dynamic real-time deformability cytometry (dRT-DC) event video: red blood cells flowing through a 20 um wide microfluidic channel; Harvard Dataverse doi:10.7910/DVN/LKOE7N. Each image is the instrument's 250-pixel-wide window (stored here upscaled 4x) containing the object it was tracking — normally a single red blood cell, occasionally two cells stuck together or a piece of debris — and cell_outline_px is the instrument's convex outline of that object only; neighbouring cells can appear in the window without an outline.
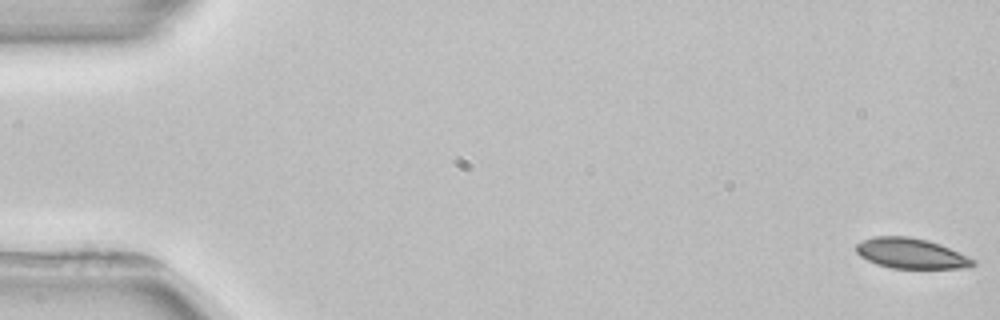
{"species": "common noctule bat (a hibernating species)", "species_latin": "Nyctalus noctula", "temperature_condition": "room temperature", "stored_images_in_passage": 4, "camera_frame_rate_fps": 3000, "um_per_image_px": 0.085, "animal": {"sex": "female", "body_mass_g": 22.7, "forearm_length_mm": 54.2}, "frame": {"image": 1, "passage_image": 1, "time_ms": 0.0, "image_size_px": [1000, 320], "cell_outline_px": [[976, 264], [968, 268], [892, 268], [876, 264], [860, 256], [856, 252], [856, 244], [872, 236], [908, 236], [928, 240], [940, 244], [976, 260]], "centroid_in_image_um": [77.44, 21.54], "position_along_channel_um": 7.6, "area_um2": 20.63}}
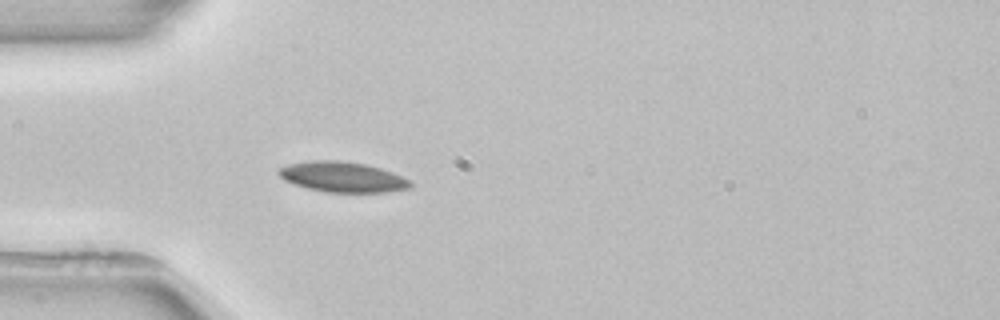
{"frame": {"image": 2, "passage_image": 4, "time_ms": 5.0, "image_size_px": [1000, 320], "cell_outline_px": [[412, 188], [388, 192], [328, 192], [308, 188], [284, 180], [276, 172], [280, 168], [288, 164], [312, 160], [340, 160], [364, 164], [380, 168], [392, 172], [412, 180]], "centroid_in_image_um": [29.15, 15.04], "position_along_channel_um": 55.8, "area_um2": 23.29}}